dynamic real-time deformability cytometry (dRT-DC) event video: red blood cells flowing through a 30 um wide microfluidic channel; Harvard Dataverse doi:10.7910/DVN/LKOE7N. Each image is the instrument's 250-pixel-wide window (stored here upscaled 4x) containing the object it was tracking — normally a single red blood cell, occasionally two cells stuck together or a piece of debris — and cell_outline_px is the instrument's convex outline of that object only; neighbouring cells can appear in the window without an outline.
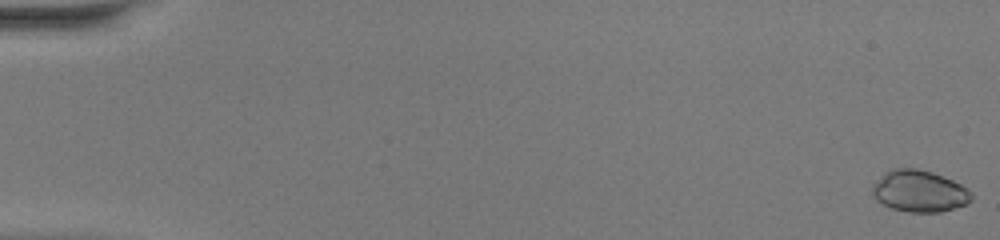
{"species": "common noctule bat (a hibernating species)", "species_latin": "Nyctalus noctula", "temperature_condition": "warm", "stored_images_in_passage": 50, "camera_frame_rate_fps": 3000, "um_per_image_px": 0.085, "animal": {"sex": "female", "body_mass_g": 20.0, "forearm_length_mm": 54.0}, "frame": {"image": 1, "passage_image": 1, "time_ms": 0.0, "image_size_px": [1000, 240], "cell_outline_px": [[972, 200], [964, 204], [940, 212], [908, 212], [892, 208], [876, 200], [872, 196], [872, 184], [884, 172], [892, 168], [916, 168], [932, 172], [952, 180], [968, 188], [972, 192]], "centroid_in_image_um": [78.11, 16.23], "position_along_channel_um": 6.9, "area_um2": 24.1}}
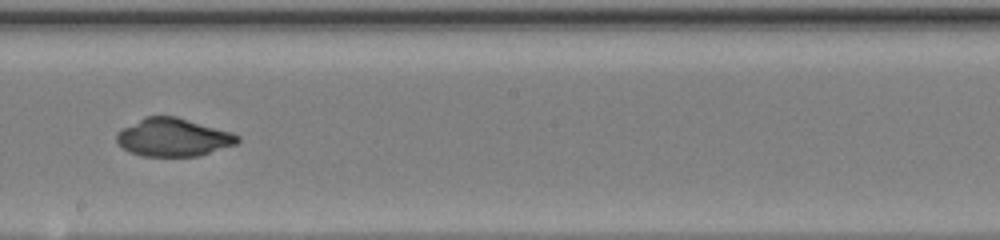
{"frame": {"image": 2, "passage_image": 30, "time_ms": 9.667, "image_size_px": [1000, 240], "cell_outline_px": [[240, 140], [236, 144], [196, 156], [144, 156], [128, 152], [116, 140], [116, 132], [144, 116], [176, 116], [232, 132], [240, 136]], "centroid_in_image_um": [14.71, 11.66], "position_along_channel_um": 233.5, "area_um2": 26.7}}
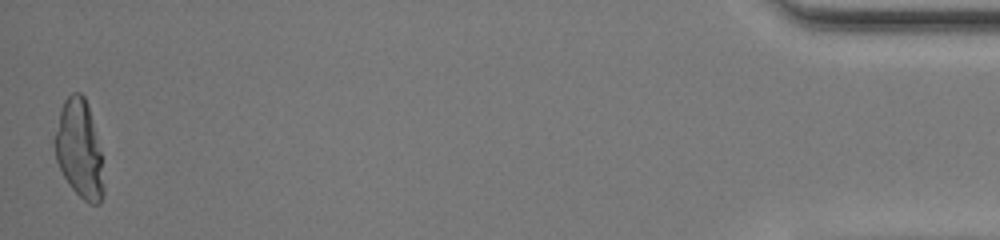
{"frame": {"image": 3, "passage_image": 50, "time_ms": 16.333, "image_size_px": [1000, 240], "cell_outline_px": [[104, 196], [100, 204], [88, 204], [72, 188], [64, 176], [56, 160], [56, 132], [60, 108], [64, 100], [72, 92], [80, 92], [84, 96], [88, 104], [100, 152], [104, 188]], "centroid_in_image_um": [6.76, 12.69], "position_along_channel_um": 428.4, "area_um2": 27.4}, "authors_computed_cell_mechanics": {"area_um2": 26.8192, "velocity_mm_per_s": 4.2269, "shape_relaxation_time_tau1_ms": null, "shape_relaxation_time_tau2_ms": 0.8293, "deformation_change_tau1": null, "deformation_change_tau2": 0.0228}}